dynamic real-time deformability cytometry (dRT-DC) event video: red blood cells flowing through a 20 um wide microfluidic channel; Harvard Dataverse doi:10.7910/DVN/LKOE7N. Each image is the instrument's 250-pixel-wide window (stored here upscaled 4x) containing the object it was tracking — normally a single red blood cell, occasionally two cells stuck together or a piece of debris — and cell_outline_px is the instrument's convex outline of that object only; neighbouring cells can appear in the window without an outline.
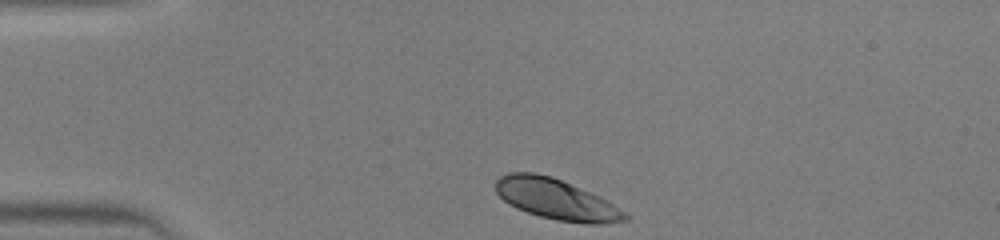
{"species": "human", "species_latin": "Homo sapiens", "temperature_condition": "warm", "stored_images_in_passage": 30, "camera_frame_rate_fps": 3000, "um_per_image_px": 0.085, "donor": {"sex": "male"}, "frame": {"image": 1, "passage_image": 1, "time_ms": 0.0, "image_size_px": [1000, 240], "cell_outline_px": [[632, 220], [604, 224], [584, 224], [556, 220], [540, 216], [516, 208], [508, 204], [496, 192], [496, 180], [500, 176], [508, 172], [536, 172], [552, 176], [588, 192], [612, 204], [632, 216]], "centroid_in_image_um": [47.28, 16.95], "position_along_channel_um": 37.7, "area_um2": 30.58}}
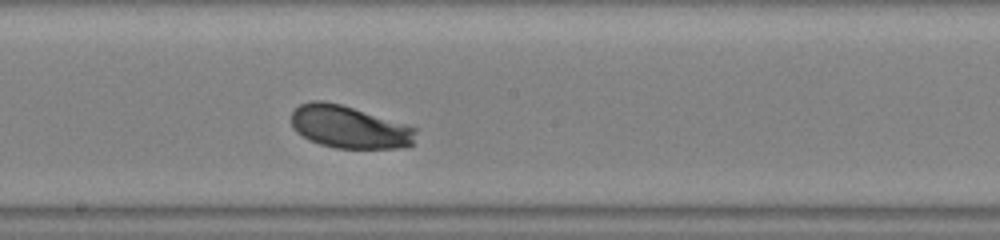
{"frame": {"image": 2, "passage_image": 16, "time_ms": 5.0, "image_size_px": [1000, 240], "cell_outline_px": [[416, 132], [412, 144], [400, 148], [336, 148], [320, 144], [296, 132], [292, 128], [292, 112], [300, 104], [312, 100], [324, 100], [340, 104], [404, 124], [416, 128]], "centroid_in_image_um": [29.65, 10.79], "position_along_channel_um": 218.5, "area_um2": 30.46}}
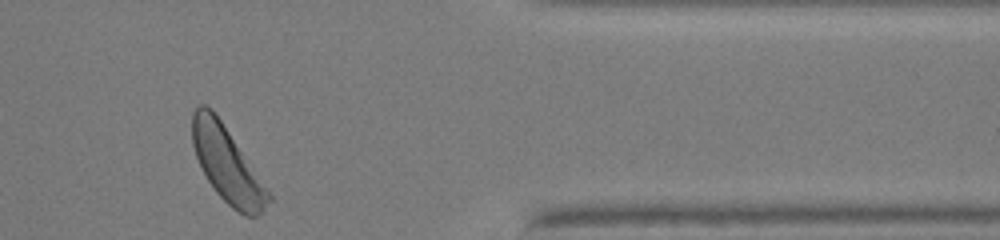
{"frame": {"image": 3, "passage_image": 29, "time_ms": 9.333, "image_size_px": [1000, 240], "cell_outline_px": [[272, 200], [256, 216], [244, 216], [236, 212], [216, 192], [208, 180], [196, 156], [192, 144], [192, 112], [200, 104], [204, 104], [212, 108], [272, 196]], "centroid_in_image_um": [19.28, 13.99], "position_along_channel_um": 392.1, "area_um2": 32.71}}